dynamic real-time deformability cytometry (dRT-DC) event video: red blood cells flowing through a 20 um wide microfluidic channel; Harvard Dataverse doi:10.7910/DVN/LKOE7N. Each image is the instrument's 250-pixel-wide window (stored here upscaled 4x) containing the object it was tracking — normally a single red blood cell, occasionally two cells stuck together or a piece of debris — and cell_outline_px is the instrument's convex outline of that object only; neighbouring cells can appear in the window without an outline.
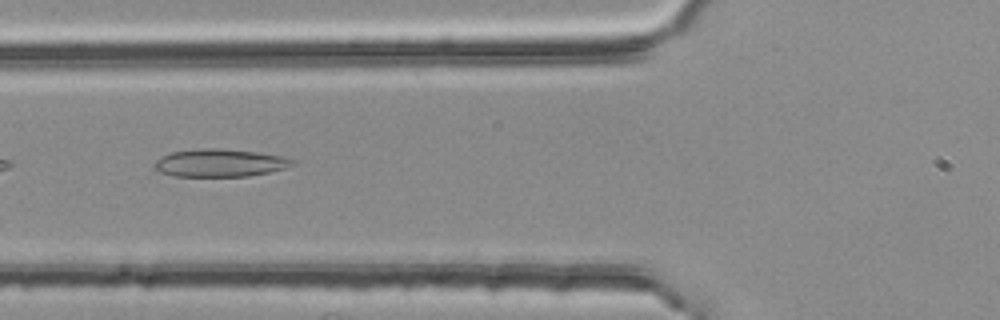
{"species": "common noctule bat (a hibernating species)", "species_latin": "Nyctalus noctula", "temperature_condition": "room temperature", "stored_images_in_passage": 4, "camera_frame_rate_fps": 3000, "um_per_image_px": 0.085, "animal": {"sex": "female", "body_mass_g": 25.1}, "frame": {"image": 1, "passage_image": 2, "time_ms": 0.333, "image_size_px": [1000, 320], "cell_outline_px": [[296, 164], [284, 168], [268, 172], [248, 176], [176, 176], [160, 172], [156, 168], [156, 160], [172, 152], [200, 148], [220, 148], [256, 152], [280, 156], [296, 160]], "centroid_in_image_um": [18.73, 13.84], "position_along_channel_um": 107.1, "area_um2": 22.02}}
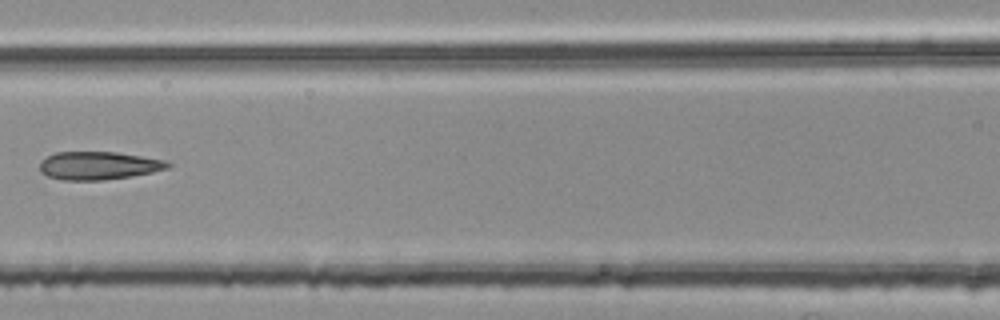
{"frame": {"image": 2, "passage_image": 3, "time_ms": 0.667, "image_size_px": [1000, 320], "cell_outline_px": [[172, 164], [168, 168], [152, 172], [132, 176], [104, 180], [64, 180], [48, 176], [40, 172], [40, 164], [48, 156], [56, 152], [116, 152], [164, 160]], "centroid_in_image_um": [8.38, 14.08], "position_along_channel_um": 158.2, "area_um2": 20.75}}
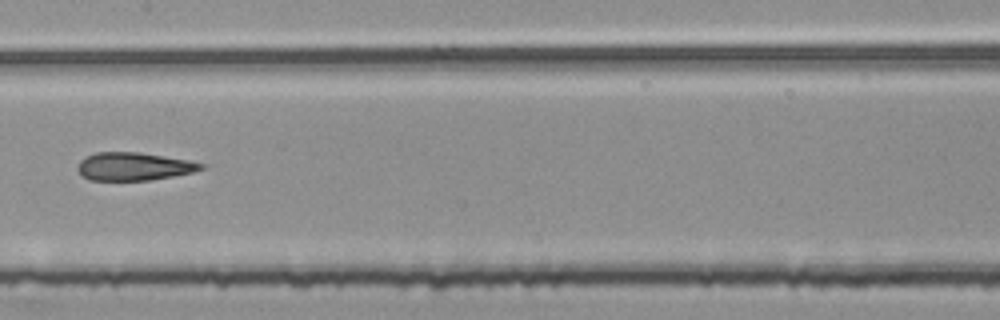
{"frame": {"image": 3, "passage_image": 4, "time_ms": 1.0, "image_size_px": [1000, 320], "cell_outline_px": [[204, 168], [192, 172], [152, 180], [88, 180], [80, 176], [76, 168], [80, 160], [84, 156], [96, 152], [140, 152], [188, 160], [204, 164]], "centroid_in_image_um": [11.3, 14.14], "position_along_channel_um": 196.1, "area_um2": 20.29}}